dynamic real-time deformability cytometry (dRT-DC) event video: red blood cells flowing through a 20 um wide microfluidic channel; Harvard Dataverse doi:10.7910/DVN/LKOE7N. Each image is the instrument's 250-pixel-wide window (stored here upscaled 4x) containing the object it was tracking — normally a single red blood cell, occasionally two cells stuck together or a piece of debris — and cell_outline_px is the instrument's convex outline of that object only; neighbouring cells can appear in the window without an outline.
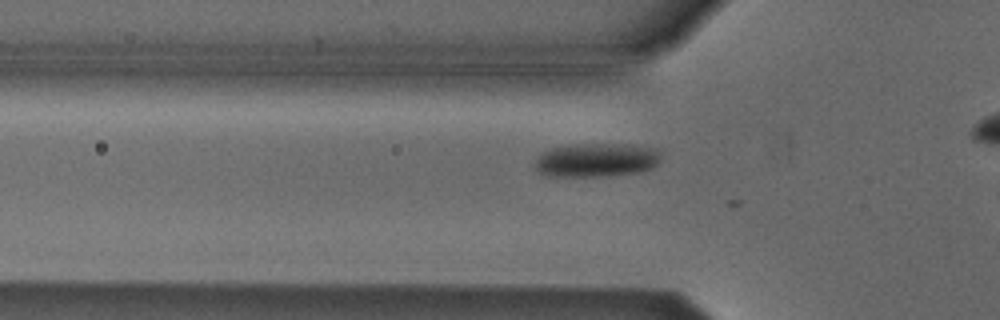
{"species": "Egyptian fruit bat (a non-hibernating species)", "species_latin": "Rousettus aegyptiacus", "temperature_condition": "cold", "stored_images_in_passage": 14, "camera_frame_rate_fps": 3000, "um_per_image_px": 0.085, "animal": {"sex": "male"}, "frame": {"image": 1, "passage_image": 13, "time_ms": 4.0, "image_size_px": [1000, 320], "cell_outline_px": [[660, 160], [652, 168], [640, 172], [600, 176], [548, 176], [540, 172], [532, 164], [536, 156], [540, 152], [552, 148], [572, 144], [628, 144], [656, 148], [660, 152]], "centroid_in_image_um": [50.66, 13.59], "position_along_channel_um": 75.1, "area_um2": 25.09}}